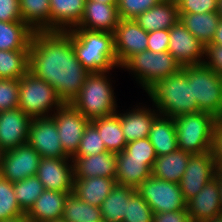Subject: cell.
<instances>
[{
	"label": "cell",
	"instance_id": "25",
	"mask_svg": "<svg viewBox=\"0 0 222 222\" xmlns=\"http://www.w3.org/2000/svg\"><path fill=\"white\" fill-rule=\"evenodd\" d=\"M115 178L93 177L74 179L72 194L78 199L99 207L116 186Z\"/></svg>",
	"mask_w": 222,
	"mask_h": 222
},
{
	"label": "cell",
	"instance_id": "30",
	"mask_svg": "<svg viewBox=\"0 0 222 222\" xmlns=\"http://www.w3.org/2000/svg\"><path fill=\"white\" fill-rule=\"evenodd\" d=\"M33 34L23 21H0V50H29Z\"/></svg>",
	"mask_w": 222,
	"mask_h": 222
},
{
	"label": "cell",
	"instance_id": "21",
	"mask_svg": "<svg viewBox=\"0 0 222 222\" xmlns=\"http://www.w3.org/2000/svg\"><path fill=\"white\" fill-rule=\"evenodd\" d=\"M74 179L105 177L115 178L117 153L105 151L101 154L72 158Z\"/></svg>",
	"mask_w": 222,
	"mask_h": 222
},
{
	"label": "cell",
	"instance_id": "42",
	"mask_svg": "<svg viewBox=\"0 0 222 222\" xmlns=\"http://www.w3.org/2000/svg\"><path fill=\"white\" fill-rule=\"evenodd\" d=\"M160 0H118L120 19H135L138 15L155 6Z\"/></svg>",
	"mask_w": 222,
	"mask_h": 222
},
{
	"label": "cell",
	"instance_id": "20",
	"mask_svg": "<svg viewBox=\"0 0 222 222\" xmlns=\"http://www.w3.org/2000/svg\"><path fill=\"white\" fill-rule=\"evenodd\" d=\"M190 220L206 221L222 213L218 181L213 178L192 199L186 202Z\"/></svg>",
	"mask_w": 222,
	"mask_h": 222
},
{
	"label": "cell",
	"instance_id": "47",
	"mask_svg": "<svg viewBox=\"0 0 222 222\" xmlns=\"http://www.w3.org/2000/svg\"><path fill=\"white\" fill-rule=\"evenodd\" d=\"M190 217L187 209L167 211L153 214L152 222H189Z\"/></svg>",
	"mask_w": 222,
	"mask_h": 222
},
{
	"label": "cell",
	"instance_id": "50",
	"mask_svg": "<svg viewBox=\"0 0 222 222\" xmlns=\"http://www.w3.org/2000/svg\"><path fill=\"white\" fill-rule=\"evenodd\" d=\"M214 178L218 181L219 190H220V203L222 207V171H217Z\"/></svg>",
	"mask_w": 222,
	"mask_h": 222
},
{
	"label": "cell",
	"instance_id": "41",
	"mask_svg": "<svg viewBox=\"0 0 222 222\" xmlns=\"http://www.w3.org/2000/svg\"><path fill=\"white\" fill-rule=\"evenodd\" d=\"M19 80L0 79V112L18 108Z\"/></svg>",
	"mask_w": 222,
	"mask_h": 222
},
{
	"label": "cell",
	"instance_id": "4",
	"mask_svg": "<svg viewBox=\"0 0 222 222\" xmlns=\"http://www.w3.org/2000/svg\"><path fill=\"white\" fill-rule=\"evenodd\" d=\"M108 72L90 73L71 104L89 121L117 112V102ZM108 74V75H107ZM109 76V77H108Z\"/></svg>",
	"mask_w": 222,
	"mask_h": 222
},
{
	"label": "cell",
	"instance_id": "37",
	"mask_svg": "<svg viewBox=\"0 0 222 222\" xmlns=\"http://www.w3.org/2000/svg\"><path fill=\"white\" fill-rule=\"evenodd\" d=\"M24 214L25 212L16 200L13 183L0 175V222Z\"/></svg>",
	"mask_w": 222,
	"mask_h": 222
},
{
	"label": "cell",
	"instance_id": "5",
	"mask_svg": "<svg viewBox=\"0 0 222 222\" xmlns=\"http://www.w3.org/2000/svg\"><path fill=\"white\" fill-rule=\"evenodd\" d=\"M178 149L191 154L212 151L215 117L207 112H195L174 117Z\"/></svg>",
	"mask_w": 222,
	"mask_h": 222
},
{
	"label": "cell",
	"instance_id": "13",
	"mask_svg": "<svg viewBox=\"0 0 222 222\" xmlns=\"http://www.w3.org/2000/svg\"><path fill=\"white\" fill-rule=\"evenodd\" d=\"M27 143L38 152L41 158H68L64 154L52 116L31 120Z\"/></svg>",
	"mask_w": 222,
	"mask_h": 222
},
{
	"label": "cell",
	"instance_id": "8",
	"mask_svg": "<svg viewBox=\"0 0 222 222\" xmlns=\"http://www.w3.org/2000/svg\"><path fill=\"white\" fill-rule=\"evenodd\" d=\"M183 69L192 77L193 98L200 111L216 117L222 106V75L204 64L183 66Z\"/></svg>",
	"mask_w": 222,
	"mask_h": 222
},
{
	"label": "cell",
	"instance_id": "14",
	"mask_svg": "<svg viewBox=\"0 0 222 222\" xmlns=\"http://www.w3.org/2000/svg\"><path fill=\"white\" fill-rule=\"evenodd\" d=\"M41 156L28 143L6 150L0 175L11 183L35 176Z\"/></svg>",
	"mask_w": 222,
	"mask_h": 222
},
{
	"label": "cell",
	"instance_id": "32",
	"mask_svg": "<svg viewBox=\"0 0 222 222\" xmlns=\"http://www.w3.org/2000/svg\"><path fill=\"white\" fill-rule=\"evenodd\" d=\"M136 191L133 187L116 184L100 206L103 221L123 222L126 216L127 202Z\"/></svg>",
	"mask_w": 222,
	"mask_h": 222
},
{
	"label": "cell",
	"instance_id": "35",
	"mask_svg": "<svg viewBox=\"0 0 222 222\" xmlns=\"http://www.w3.org/2000/svg\"><path fill=\"white\" fill-rule=\"evenodd\" d=\"M66 222H98L103 221L99 207L90 205L78 199L74 194H69L62 214Z\"/></svg>",
	"mask_w": 222,
	"mask_h": 222
},
{
	"label": "cell",
	"instance_id": "53",
	"mask_svg": "<svg viewBox=\"0 0 222 222\" xmlns=\"http://www.w3.org/2000/svg\"><path fill=\"white\" fill-rule=\"evenodd\" d=\"M215 121H216L215 125H221L222 126V106H221V109H220L219 113L215 117Z\"/></svg>",
	"mask_w": 222,
	"mask_h": 222
},
{
	"label": "cell",
	"instance_id": "57",
	"mask_svg": "<svg viewBox=\"0 0 222 222\" xmlns=\"http://www.w3.org/2000/svg\"><path fill=\"white\" fill-rule=\"evenodd\" d=\"M172 2H174L175 4L179 5L183 0H171Z\"/></svg>",
	"mask_w": 222,
	"mask_h": 222
},
{
	"label": "cell",
	"instance_id": "56",
	"mask_svg": "<svg viewBox=\"0 0 222 222\" xmlns=\"http://www.w3.org/2000/svg\"><path fill=\"white\" fill-rule=\"evenodd\" d=\"M4 153H5V150L0 146V170H1V167H2Z\"/></svg>",
	"mask_w": 222,
	"mask_h": 222
},
{
	"label": "cell",
	"instance_id": "16",
	"mask_svg": "<svg viewBox=\"0 0 222 222\" xmlns=\"http://www.w3.org/2000/svg\"><path fill=\"white\" fill-rule=\"evenodd\" d=\"M36 176L46 190L72 193L74 183L72 158H41Z\"/></svg>",
	"mask_w": 222,
	"mask_h": 222
},
{
	"label": "cell",
	"instance_id": "46",
	"mask_svg": "<svg viewBox=\"0 0 222 222\" xmlns=\"http://www.w3.org/2000/svg\"><path fill=\"white\" fill-rule=\"evenodd\" d=\"M0 21H22L19 0H0Z\"/></svg>",
	"mask_w": 222,
	"mask_h": 222
},
{
	"label": "cell",
	"instance_id": "18",
	"mask_svg": "<svg viewBox=\"0 0 222 222\" xmlns=\"http://www.w3.org/2000/svg\"><path fill=\"white\" fill-rule=\"evenodd\" d=\"M119 21L117 4L86 0L83 17L79 24L72 29L114 33Z\"/></svg>",
	"mask_w": 222,
	"mask_h": 222
},
{
	"label": "cell",
	"instance_id": "38",
	"mask_svg": "<svg viewBox=\"0 0 222 222\" xmlns=\"http://www.w3.org/2000/svg\"><path fill=\"white\" fill-rule=\"evenodd\" d=\"M107 151L104 141L100 138L97 128L89 122L85 127L77 153L73 158L92 156Z\"/></svg>",
	"mask_w": 222,
	"mask_h": 222
},
{
	"label": "cell",
	"instance_id": "2",
	"mask_svg": "<svg viewBox=\"0 0 222 222\" xmlns=\"http://www.w3.org/2000/svg\"><path fill=\"white\" fill-rule=\"evenodd\" d=\"M152 107L161 115L174 118L177 115L199 112L193 98L192 77L182 68L172 76L155 82L145 91Z\"/></svg>",
	"mask_w": 222,
	"mask_h": 222
},
{
	"label": "cell",
	"instance_id": "58",
	"mask_svg": "<svg viewBox=\"0 0 222 222\" xmlns=\"http://www.w3.org/2000/svg\"><path fill=\"white\" fill-rule=\"evenodd\" d=\"M50 222H66V221L61 218V219H57V220L50 221Z\"/></svg>",
	"mask_w": 222,
	"mask_h": 222
},
{
	"label": "cell",
	"instance_id": "23",
	"mask_svg": "<svg viewBox=\"0 0 222 222\" xmlns=\"http://www.w3.org/2000/svg\"><path fill=\"white\" fill-rule=\"evenodd\" d=\"M86 0H50V31H68L83 17Z\"/></svg>",
	"mask_w": 222,
	"mask_h": 222
},
{
	"label": "cell",
	"instance_id": "12",
	"mask_svg": "<svg viewBox=\"0 0 222 222\" xmlns=\"http://www.w3.org/2000/svg\"><path fill=\"white\" fill-rule=\"evenodd\" d=\"M168 52L182 67L203 64L205 59V45L180 20L169 29Z\"/></svg>",
	"mask_w": 222,
	"mask_h": 222
},
{
	"label": "cell",
	"instance_id": "52",
	"mask_svg": "<svg viewBox=\"0 0 222 222\" xmlns=\"http://www.w3.org/2000/svg\"><path fill=\"white\" fill-rule=\"evenodd\" d=\"M205 222H222V213L207 219Z\"/></svg>",
	"mask_w": 222,
	"mask_h": 222
},
{
	"label": "cell",
	"instance_id": "55",
	"mask_svg": "<svg viewBox=\"0 0 222 222\" xmlns=\"http://www.w3.org/2000/svg\"><path fill=\"white\" fill-rule=\"evenodd\" d=\"M92 1H97L105 4H117L118 0H92Z\"/></svg>",
	"mask_w": 222,
	"mask_h": 222
},
{
	"label": "cell",
	"instance_id": "27",
	"mask_svg": "<svg viewBox=\"0 0 222 222\" xmlns=\"http://www.w3.org/2000/svg\"><path fill=\"white\" fill-rule=\"evenodd\" d=\"M190 155L191 153L177 149L169 154L157 156L151 170L152 176L179 184L186 170Z\"/></svg>",
	"mask_w": 222,
	"mask_h": 222
},
{
	"label": "cell",
	"instance_id": "6",
	"mask_svg": "<svg viewBox=\"0 0 222 222\" xmlns=\"http://www.w3.org/2000/svg\"><path fill=\"white\" fill-rule=\"evenodd\" d=\"M63 104L55 89L30 71L19 79L18 107L31 119L51 116Z\"/></svg>",
	"mask_w": 222,
	"mask_h": 222
},
{
	"label": "cell",
	"instance_id": "45",
	"mask_svg": "<svg viewBox=\"0 0 222 222\" xmlns=\"http://www.w3.org/2000/svg\"><path fill=\"white\" fill-rule=\"evenodd\" d=\"M147 50L151 52L168 51L169 30L161 29L148 33Z\"/></svg>",
	"mask_w": 222,
	"mask_h": 222
},
{
	"label": "cell",
	"instance_id": "24",
	"mask_svg": "<svg viewBox=\"0 0 222 222\" xmlns=\"http://www.w3.org/2000/svg\"><path fill=\"white\" fill-rule=\"evenodd\" d=\"M134 20L148 33L161 29L169 30L179 20L178 5L171 0H160Z\"/></svg>",
	"mask_w": 222,
	"mask_h": 222
},
{
	"label": "cell",
	"instance_id": "29",
	"mask_svg": "<svg viewBox=\"0 0 222 222\" xmlns=\"http://www.w3.org/2000/svg\"><path fill=\"white\" fill-rule=\"evenodd\" d=\"M220 19L217 12L179 13L181 23L205 46L212 42Z\"/></svg>",
	"mask_w": 222,
	"mask_h": 222
},
{
	"label": "cell",
	"instance_id": "3",
	"mask_svg": "<svg viewBox=\"0 0 222 222\" xmlns=\"http://www.w3.org/2000/svg\"><path fill=\"white\" fill-rule=\"evenodd\" d=\"M77 59L89 73L108 72L118 68L114 50V33L70 29Z\"/></svg>",
	"mask_w": 222,
	"mask_h": 222
},
{
	"label": "cell",
	"instance_id": "34",
	"mask_svg": "<svg viewBox=\"0 0 222 222\" xmlns=\"http://www.w3.org/2000/svg\"><path fill=\"white\" fill-rule=\"evenodd\" d=\"M29 71V50H0V79H20Z\"/></svg>",
	"mask_w": 222,
	"mask_h": 222
},
{
	"label": "cell",
	"instance_id": "28",
	"mask_svg": "<svg viewBox=\"0 0 222 222\" xmlns=\"http://www.w3.org/2000/svg\"><path fill=\"white\" fill-rule=\"evenodd\" d=\"M148 138L156 156L176 151L178 144L174 118L159 114L152 123Z\"/></svg>",
	"mask_w": 222,
	"mask_h": 222
},
{
	"label": "cell",
	"instance_id": "17",
	"mask_svg": "<svg viewBox=\"0 0 222 222\" xmlns=\"http://www.w3.org/2000/svg\"><path fill=\"white\" fill-rule=\"evenodd\" d=\"M31 118L19 107L0 112V146L6 151L28 142Z\"/></svg>",
	"mask_w": 222,
	"mask_h": 222
},
{
	"label": "cell",
	"instance_id": "26",
	"mask_svg": "<svg viewBox=\"0 0 222 222\" xmlns=\"http://www.w3.org/2000/svg\"><path fill=\"white\" fill-rule=\"evenodd\" d=\"M152 169L145 160L130 159L123 151L117 153L116 183L136 189L152 175Z\"/></svg>",
	"mask_w": 222,
	"mask_h": 222
},
{
	"label": "cell",
	"instance_id": "19",
	"mask_svg": "<svg viewBox=\"0 0 222 222\" xmlns=\"http://www.w3.org/2000/svg\"><path fill=\"white\" fill-rule=\"evenodd\" d=\"M136 107L131 110L129 108L124 113H120L119 110L116 112L120 117L122 132L127 143L147 138L153 121L160 114L155 107L153 109L147 108V105H136Z\"/></svg>",
	"mask_w": 222,
	"mask_h": 222
},
{
	"label": "cell",
	"instance_id": "31",
	"mask_svg": "<svg viewBox=\"0 0 222 222\" xmlns=\"http://www.w3.org/2000/svg\"><path fill=\"white\" fill-rule=\"evenodd\" d=\"M98 130L107 151L119 153L124 151L127 141L122 132L120 117L115 112L112 115L90 121Z\"/></svg>",
	"mask_w": 222,
	"mask_h": 222
},
{
	"label": "cell",
	"instance_id": "22",
	"mask_svg": "<svg viewBox=\"0 0 222 222\" xmlns=\"http://www.w3.org/2000/svg\"><path fill=\"white\" fill-rule=\"evenodd\" d=\"M69 194L71 193L45 189L25 215L31 222H50L61 219Z\"/></svg>",
	"mask_w": 222,
	"mask_h": 222
},
{
	"label": "cell",
	"instance_id": "9",
	"mask_svg": "<svg viewBox=\"0 0 222 222\" xmlns=\"http://www.w3.org/2000/svg\"><path fill=\"white\" fill-rule=\"evenodd\" d=\"M136 190L154 213L186 209V202L177 183L164 181L151 175Z\"/></svg>",
	"mask_w": 222,
	"mask_h": 222
},
{
	"label": "cell",
	"instance_id": "54",
	"mask_svg": "<svg viewBox=\"0 0 222 222\" xmlns=\"http://www.w3.org/2000/svg\"><path fill=\"white\" fill-rule=\"evenodd\" d=\"M217 13L218 16L222 19V0H218Z\"/></svg>",
	"mask_w": 222,
	"mask_h": 222
},
{
	"label": "cell",
	"instance_id": "51",
	"mask_svg": "<svg viewBox=\"0 0 222 222\" xmlns=\"http://www.w3.org/2000/svg\"><path fill=\"white\" fill-rule=\"evenodd\" d=\"M2 222H31V220L24 214L23 216H18L13 219H8Z\"/></svg>",
	"mask_w": 222,
	"mask_h": 222
},
{
	"label": "cell",
	"instance_id": "39",
	"mask_svg": "<svg viewBox=\"0 0 222 222\" xmlns=\"http://www.w3.org/2000/svg\"><path fill=\"white\" fill-rule=\"evenodd\" d=\"M153 214L149 204L136 191L127 202L123 222H152Z\"/></svg>",
	"mask_w": 222,
	"mask_h": 222
},
{
	"label": "cell",
	"instance_id": "44",
	"mask_svg": "<svg viewBox=\"0 0 222 222\" xmlns=\"http://www.w3.org/2000/svg\"><path fill=\"white\" fill-rule=\"evenodd\" d=\"M206 67L222 75V46L208 44L205 46V59L203 63Z\"/></svg>",
	"mask_w": 222,
	"mask_h": 222
},
{
	"label": "cell",
	"instance_id": "36",
	"mask_svg": "<svg viewBox=\"0 0 222 222\" xmlns=\"http://www.w3.org/2000/svg\"><path fill=\"white\" fill-rule=\"evenodd\" d=\"M13 189L16 200L25 213L45 190L43 184L36 175L14 182Z\"/></svg>",
	"mask_w": 222,
	"mask_h": 222
},
{
	"label": "cell",
	"instance_id": "11",
	"mask_svg": "<svg viewBox=\"0 0 222 222\" xmlns=\"http://www.w3.org/2000/svg\"><path fill=\"white\" fill-rule=\"evenodd\" d=\"M217 173L212 151L191 154L179 183L185 202L192 199Z\"/></svg>",
	"mask_w": 222,
	"mask_h": 222
},
{
	"label": "cell",
	"instance_id": "43",
	"mask_svg": "<svg viewBox=\"0 0 222 222\" xmlns=\"http://www.w3.org/2000/svg\"><path fill=\"white\" fill-rule=\"evenodd\" d=\"M218 0H183L178 5L179 13L217 12Z\"/></svg>",
	"mask_w": 222,
	"mask_h": 222
},
{
	"label": "cell",
	"instance_id": "15",
	"mask_svg": "<svg viewBox=\"0 0 222 222\" xmlns=\"http://www.w3.org/2000/svg\"><path fill=\"white\" fill-rule=\"evenodd\" d=\"M148 32L134 19H120L114 32V50L120 67L134 54L147 50Z\"/></svg>",
	"mask_w": 222,
	"mask_h": 222
},
{
	"label": "cell",
	"instance_id": "1",
	"mask_svg": "<svg viewBox=\"0 0 222 222\" xmlns=\"http://www.w3.org/2000/svg\"><path fill=\"white\" fill-rule=\"evenodd\" d=\"M29 71L49 83L63 103H71L90 74L77 59L69 31H34Z\"/></svg>",
	"mask_w": 222,
	"mask_h": 222
},
{
	"label": "cell",
	"instance_id": "10",
	"mask_svg": "<svg viewBox=\"0 0 222 222\" xmlns=\"http://www.w3.org/2000/svg\"><path fill=\"white\" fill-rule=\"evenodd\" d=\"M54 118L64 154L73 158L89 120L71 103H64L52 115Z\"/></svg>",
	"mask_w": 222,
	"mask_h": 222
},
{
	"label": "cell",
	"instance_id": "40",
	"mask_svg": "<svg viewBox=\"0 0 222 222\" xmlns=\"http://www.w3.org/2000/svg\"><path fill=\"white\" fill-rule=\"evenodd\" d=\"M123 152L130 159L145 160V163L151 169L157 158L154 147L148 137L127 143Z\"/></svg>",
	"mask_w": 222,
	"mask_h": 222
},
{
	"label": "cell",
	"instance_id": "7",
	"mask_svg": "<svg viewBox=\"0 0 222 222\" xmlns=\"http://www.w3.org/2000/svg\"><path fill=\"white\" fill-rule=\"evenodd\" d=\"M120 68L134 75L136 82L146 91L155 82L172 76L183 67L168 51L155 53L145 50L134 54Z\"/></svg>",
	"mask_w": 222,
	"mask_h": 222
},
{
	"label": "cell",
	"instance_id": "48",
	"mask_svg": "<svg viewBox=\"0 0 222 222\" xmlns=\"http://www.w3.org/2000/svg\"><path fill=\"white\" fill-rule=\"evenodd\" d=\"M212 153L217 171H222V126L215 125L213 130Z\"/></svg>",
	"mask_w": 222,
	"mask_h": 222
},
{
	"label": "cell",
	"instance_id": "49",
	"mask_svg": "<svg viewBox=\"0 0 222 222\" xmlns=\"http://www.w3.org/2000/svg\"><path fill=\"white\" fill-rule=\"evenodd\" d=\"M210 44H217V45L222 46V19H220L219 25L216 28L215 35Z\"/></svg>",
	"mask_w": 222,
	"mask_h": 222
},
{
	"label": "cell",
	"instance_id": "33",
	"mask_svg": "<svg viewBox=\"0 0 222 222\" xmlns=\"http://www.w3.org/2000/svg\"><path fill=\"white\" fill-rule=\"evenodd\" d=\"M22 21L33 31H50V0H19Z\"/></svg>",
	"mask_w": 222,
	"mask_h": 222
}]
</instances>
